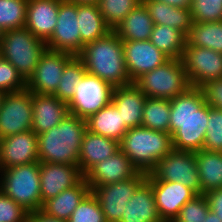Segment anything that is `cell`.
<instances>
[{
  "label": "cell",
  "mask_w": 222,
  "mask_h": 222,
  "mask_svg": "<svg viewBox=\"0 0 222 222\" xmlns=\"http://www.w3.org/2000/svg\"><path fill=\"white\" fill-rule=\"evenodd\" d=\"M84 175L79 166L40 162V191L42 205L63 190L77 185Z\"/></svg>",
  "instance_id": "ac0fdd59"
},
{
  "label": "cell",
  "mask_w": 222,
  "mask_h": 222,
  "mask_svg": "<svg viewBox=\"0 0 222 222\" xmlns=\"http://www.w3.org/2000/svg\"><path fill=\"white\" fill-rule=\"evenodd\" d=\"M146 180H163L182 183L201 194L200 178L195 152L175 151L160 159L147 173Z\"/></svg>",
  "instance_id": "ba28073f"
},
{
  "label": "cell",
  "mask_w": 222,
  "mask_h": 222,
  "mask_svg": "<svg viewBox=\"0 0 222 222\" xmlns=\"http://www.w3.org/2000/svg\"><path fill=\"white\" fill-rule=\"evenodd\" d=\"M191 87L222 77V53L186 43L181 57Z\"/></svg>",
  "instance_id": "7c38bea8"
},
{
  "label": "cell",
  "mask_w": 222,
  "mask_h": 222,
  "mask_svg": "<svg viewBox=\"0 0 222 222\" xmlns=\"http://www.w3.org/2000/svg\"><path fill=\"white\" fill-rule=\"evenodd\" d=\"M119 147L136 169L145 173H149L160 159L174 150L170 133L143 126L129 128Z\"/></svg>",
  "instance_id": "277c9868"
},
{
  "label": "cell",
  "mask_w": 222,
  "mask_h": 222,
  "mask_svg": "<svg viewBox=\"0 0 222 222\" xmlns=\"http://www.w3.org/2000/svg\"><path fill=\"white\" fill-rule=\"evenodd\" d=\"M26 222H67V221L48 216L41 210H37L30 212L28 214Z\"/></svg>",
  "instance_id": "f6af8a7d"
},
{
  "label": "cell",
  "mask_w": 222,
  "mask_h": 222,
  "mask_svg": "<svg viewBox=\"0 0 222 222\" xmlns=\"http://www.w3.org/2000/svg\"><path fill=\"white\" fill-rule=\"evenodd\" d=\"M190 10L195 23L222 21V0H192Z\"/></svg>",
  "instance_id": "74e56055"
},
{
  "label": "cell",
  "mask_w": 222,
  "mask_h": 222,
  "mask_svg": "<svg viewBox=\"0 0 222 222\" xmlns=\"http://www.w3.org/2000/svg\"><path fill=\"white\" fill-rule=\"evenodd\" d=\"M32 162H39L38 137L32 130L0 139V170Z\"/></svg>",
  "instance_id": "e0dca14e"
},
{
  "label": "cell",
  "mask_w": 222,
  "mask_h": 222,
  "mask_svg": "<svg viewBox=\"0 0 222 222\" xmlns=\"http://www.w3.org/2000/svg\"><path fill=\"white\" fill-rule=\"evenodd\" d=\"M86 72V67L82 60L78 56H73L66 63L59 86L53 95L68 104L74 96L75 87Z\"/></svg>",
  "instance_id": "836d02e7"
},
{
  "label": "cell",
  "mask_w": 222,
  "mask_h": 222,
  "mask_svg": "<svg viewBox=\"0 0 222 222\" xmlns=\"http://www.w3.org/2000/svg\"><path fill=\"white\" fill-rule=\"evenodd\" d=\"M76 4H97L99 0H66Z\"/></svg>",
  "instance_id": "c3c4849f"
},
{
  "label": "cell",
  "mask_w": 222,
  "mask_h": 222,
  "mask_svg": "<svg viewBox=\"0 0 222 222\" xmlns=\"http://www.w3.org/2000/svg\"><path fill=\"white\" fill-rule=\"evenodd\" d=\"M203 149L222 152V110L209 106Z\"/></svg>",
  "instance_id": "f35d334b"
},
{
  "label": "cell",
  "mask_w": 222,
  "mask_h": 222,
  "mask_svg": "<svg viewBox=\"0 0 222 222\" xmlns=\"http://www.w3.org/2000/svg\"><path fill=\"white\" fill-rule=\"evenodd\" d=\"M86 120L68 114L57 126L37 135L39 162L78 166Z\"/></svg>",
  "instance_id": "3957f363"
},
{
  "label": "cell",
  "mask_w": 222,
  "mask_h": 222,
  "mask_svg": "<svg viewBox=\"0 0 222 222\" xmlns=\"http://www.w3.org/2000/svg\"><path fill=\"white\" fill-rule=\"evenodd\" d=\"M87 130L94 134L108 137L120 142L127 132L117 107L111 102L87 120Z\"/></svg>",
  "instance_id": "4316f807"
},
{
  "label": "cell",
  "mask_w": 222,
  "mask_h": 222,
  "mask_svg": "<svg viewBox=\"0 0 222 222\" xmlns=\"http://www.w3.org/2000/svg\"><path fill=\"white\" fill-rule=\"evenodd\" d=\"M139 170L131 163L130 158L120 149L102 162L93 166L84 178L90 190L100 185H108L134 177Z\"/></svg>",
  "instance_id": "d6986e66"
},
{
  "label": "cell",
  "mask_w": 222,
  "mask_h": 222,
  "mask_svg": "<svg viewBox=\"0 0 222 222\" xmlns=\"http://www.w3.org/2000/svg\"><path fill=\"white\" fill-rule=\"evenodd\" d=\"M90 191L86 179L83 178L77 185L63 190L56 197L45 201L41 211L48 216L67 221L75 208Z\"/></svg>",
  "instance_id": "484cf974"
},
{
  "label": "cell",
  "mask_w": 222,
  "mask_h": 222,
  "mask_svg": "<svg viewBox=\"0 0 222 222\" xmlns=\"http://www.w3.org/2000/svg\"><path fill=\"white\" fill-rule=\"evenodd\" d=\"M204 195L207 199L209 210L218 215L222 221V188L210 190Z\"/></svg>",
  "instance_id": "ee69618b"
},
{
  "label": "cell",
  "mask_w": 222,
  "mask_h": 222,
  "mask_svg": "<svg viewBox=\"0 0 222 222\" xmlns=\"http://www.w3.org/2000/svg\"><path fill=\"white\" fill-rule=\"evenodd\" d=\"M114 87L88 72L78 82L72 100L67 104L69 114L87 120L112 102Z\"/></svg>",
  "instance_id": "9c48e42d"
},
{
  "label": "cell",
  "mask_w": 222,
  "mask_h": 222,
  "mask_svg": "<svg viewBox=\"0 0 222 222\" xmlns=\"http://www.w3.org/2000/svg\"><path fill=\"white\" fill-rule=\"evenodd\" d=\"M24 89L26 81L11 63L0 57V91L6 94Z\"/></svg>",
  "instance_id": "60d3db41"
},
{
  "label": "cell",
  "mask_w": 222,
  "mask_h": 222,
  "mask_svg": "<svg viewBox=\"0 0 222 222\" xmlns=\"http://www.w3.org/2000/svg\"><path fill=\"white\" fill-rule=\"evenodd\" d=\"M78 4L63 0L59 5L55 30L46 42L47 49L77 56L81 52V38L77 19Z\"/></svg>",
  "instance_id": "5bb4252c"
},
{
  "label": "cell",
  "mask_w": 222,
  "mask_h": 222,
  "mask_svg": "<svg viewBox=\"0 0 222 222\" xmlns=\"http://www.w3.org/2000/svg\"><path fill=\"white\" fill-rule=\"evenodd\" d=\"M209 211L204 194H198L186 202L173 222H204Z\"/></svg>",
  "instance_id": "ab89813d"
},
{
  "label": "cell",
  "mask_w": 222,
  "mask_h": 222,
  "mask_svg": "<svg viewBox=\"0 0 222 222\" xmlns=\"http://www.w3.org/2000/svg\"><path fill=\"white\" fill-rule=\"evenodd\" d=\"M170 100L159 98H146L143 109V127L169 133Z\"/></svg>",
  "instance_id": "d6a6232c"
},
{
  "label": "cell",
  "mask_w": 222,
  "mask_h": 222,
  "mask_svg": "<svg viewBox=\"0 0 222 222\" xmlns=\"http://www.w3.org/2000/svg\"><path fill=\"white\" fill-rule=\"evenodd\" d=\"M0 191L29 213L41 210L40 162L0 170Z\"/></svg>",
  "instance_id": "5b68a950"
},
{
  "label": "cell",
  "mask_w": 222,
  "mask_h": 222,
  "mask_svg": "<svg viewBox=\"0 0 222 222\" xmlns=\"http://www.w3.org/2000/svg\"><path fill=\"white\" fill-rule=\"evenodd\" d=\"M147 97L174 99L190 87L181 59H169L133 82Z\"/></svg>",
  "instance_id": "52a82bcc"
},
{
  "label": "cell",
  "mask_w": 222,
  "mask_h": 222,
  "mask_svg": "<svg viewBox=\"0 0 222 222\" xmlns=\"http://www.w3.org/2000/svg\"><path fill=\"white\" fill-rule=\"evenodd\" d=\"M204 222H222V221L219 219L218 215L209 210Z\"/></svg>",
  "instance_id": "7dc6e473"
},
{
  "label": "cell",
  "mask_w": 222,
  "mask_h": 222,
  "mask_svg": "<svg viewBox=\"0 0 222 222\" xmlns=\"http://www.w3.org/2000/svg\"><path fill=\"white\" fill-rule=\"evenodd\" d=\"M4 95H5V93L0 91V107H1V103L3 101Z\"/></svg>",
  "instance_id": "f907efd6"
},
{
  "label": "cell",
  "mask_w": 222,
  "mask_h": 222,
  "mask_svg": "<svg viewBox=\"0 0 222 222\" xmlns=\"http://www.w3.org/2000/svg\"><path fill=\"white\" fill-rule=\"evenodd\" d=\"M147 181L152 186L156 207L163 222H173L182 206L198 195L182 183L163 180Z\"/></svg>",
  "instance_id": "2e32d148"
},
{
  "label": "cell",
  "mask_w": 222,
  "mask_h": 222,
  "mask_svg": "<svg viewBox=\"0 0 222 222\" xmlns=\"http://www.w3.org/2000/svg\"><path fill=\"white\" fill-rule=\"evenodd\" d=\"M77 56L88 73L96 75L114 88L132 83L124 59L122 41L114 30L84 45Z\"/></svg>",
  "instance_id": "7a4b0ae2"
},
{
  "label": "cell",
  "mask_w": 222,
  "mask_h": 222,
  "mask_svg": "<svg viewBox=\"0 0 222 222\" xmlns=\"http://www.w3.org/2000/svg\"><path fill=\"white\" fill-rule=\"evenodd\" d=\"M32 92L6 93L0 107V139L32 130Z\"/></svg>",
  "instance_id": "30bf717a"
},
{
  "label": "cell",
  "mask_w": 222,
  "mask_h": 222,
  "mask_svg": "<svg viewBox=\"0 0 222 222\" xmlns=\"http://www.w3.org/2000/svg\"><path fill=\"white\" fill-rule=\"evenodd\" d=\"M73 56L68 52L46 49L33 75L26 82V88L32 93L53 95L59 86L66 63Z\"/></svg>",
  "instance_id": "4fadbf2b"
},
{
  "label": "cell",
  "mask_w": 222,
  "mask_h": 222,
  "mask_svg": "<svg viewBox=\"0 0 222 222\" xmlns=\"http://www.w3.org/2000/svg\"><path fill=\"white\" fill-rule=\"evenodd\" d=\"M67 222H106L99 201L91 191L75 208Z\"/></svg>",
  "instance_id": "8d00e7d4"
},
{
  "label": "cell",
  "mask_w": 222,
  "mask_h": 222,
  "mask_svg": "<svg viewBox=\"0 0 222 222\" xmlns=\"http://www.w3.org/2000/svg\"><path fill=\"white\" fill-rule=\"evenodd\" d=\"M201 194L222 188V152L202 149L195 152Z\"/></svg>",
  "instance_id": "f546056e"
},
{
  "label": "cell",
  "mask_w": 222,
  "mask_h": 222,
  "mask_svg": "<svg viewBox=\"0 0 222 222\" xmlns=\"http://www.w3.org/2000/svg\"><path fill=\"white\" fill-rule=\"evenodd\" d=\"M28 0H0V27L4 30L25 28Z\"/></svg>",
  "instance_id": "e575fe53"
},
{
  "label": "cell",
  "mask_w": 222,
  "mask_h": 222,
  "mask_svg": "<svg viewBox=\"0 0 222 222\" xmlns=\"http://www.w3.org/2000/svg\"><path fill=\"white\" fill-rule=\"evenodd\" d=\"M154 25H167L186 36L193 24L190 8H179L157 0H142Z\"/></svg>",
  "instance_id": "d4e9b609"
},
{
  "label": "cell",
  "mask_w": 222,
  "mask_h": 222,
  "mask_svg": "<svg viewBox=\"0 0 222 222\" xmlns=\"http://www.w3.org/2000/svg\"><path fill=\"white\" fill-rule=\"evenodd\" d=\"M4 30L0 27V45L3 39Z\"/></svg>",
  "instance_id": "681fc988"
},
{
  "label": "cell",
  "mask_w": 222,
  "mask_h": 222,
  "mask_svg": "<svg viewBox=\"0 0 222 222\" xmlns=\"http://www.w3.org/2000/svg\"><path fill=\"white\" fill-rule=\"evenodd\" d=\"M142 0H99L97 5L108 26L114 30Z\"/></svg>",
  "instance_id": "d590c367"
},
{
  "label": "cell",
  "mask_w": 222,
  "mask_h": 222,
  "mask_svg": "<svg viewBox=\"0 0 222 222\" xmlns=\"http://www.w3.org/2000/svg\"><path fill=\"white\" fill-rule=\"evenodd\" d=\"M120 149L119 142L87 130L82 140L78 166L85 175L93 166Z\"/></svg>",
  "instance_id": "cb8c5ba5"
},
{
  "label": "cell",
  "mask_w": 222,
  "mask_h": 222,
  "mask_svg": "<svg viewBox=\"0 0 222 222\" xmlns=\"http://www.w3.org/2000/svg\"><path fill=\"white\" fill-rule=\"evenodd\" d=\"M62 1L28 0L25 28L37 38L47 42L55 30L59 5Z\"/></svg>",
  "instance_id": "ffe728a7"
},
{
  "label": "cell",
  "mask_w": 222,
  "mask_h": 222,
  "mask_svg": "<svg viewBox=\"0 0 222 222\" xmlns=\"http://www.w3.org/2000/svg\"><path fill=\"white\" fill-rule=\"evenodd\" d=\"M169 133L175 151L203 149L208 123V105L199 88L190 87L170 100Z\"/></svg>",
  "instance_id": "6da1fadb"
},
{
  "label": "cell",
  "mask_w": 222,
  "mask_h": 222,
  "mask_svg": "<svg viewBox=\"0 0 222 222\" xmlns=\"http://www.w3.org/2000/svg\"><path fill=\"white\" fill-rule=\"evenodd\" d=\"M157 1L179 8H190L192 5V0H157Z\"/></svg>",
  "instance_id": "bcb514c9"
},
{
  "label": "cell",
  "mask_w": 222,
  "mask_h": 222,
  "mask_svg": "<svg viewBox=\"0 0 222 222\" xmlns=\"http://www.w3.org/2000/svg\"><path fill=\"white\" fill-rule=\"evenodd\" d=\"M205 103L210 108L222 110V77L217 80L207 81L199 87Z\"/></svg>",
  "instance_id": "7bdbcfd3"
},
{
  "label": "cell",
  "mask_w": 222,
  "mask_h": 222,
  "mask_svg": "<svg viewBox=\"0 0 222 222\" xmlns=\"http://www.w3.org/2000/svg\"><path fill=\"white\" fill-rule=\"evenodd\" d=\"M187 44L222 53V21L205 23L193 22L187 34Z\"/></svg>",
  "instance_id": "1f68e13d"
},
{
  "label": "cell",
  "mask_w": 222,
  "mask_h": 222,
  "mask_svg": "<svg viewBox=\"0 0 222 222\" xmlns=\"http://www.w3.org/2000/svg\"><path fill=\"white\" fill-rule=\"evenodd\" d=\"M29 212L0 191V222H26Z\"/></svg>",
  "instance_id": "b9f144b4"
},
{
  "label": "cell",
  "mask_w": 222,
  "mask_h": 222,
  "mask_svg": "<svg viewBox=\"0 0 222 222\" xmlns=\"http://www.w3.org/2000/svg\"><path fill=\"white\" fill-rule=\"evenodd\" d=\"M124 59L131 82L146 72L163 65L170 58L150 40L122 42Z\"/></svg>",
  "instance_id": "9a60e30c"
},
{
  "label": "cell",
  "mask_w": 222,
  "mask_h": 222,
  "mask_svg": "<svg viewBox=\"0 0 222 222\" xmlns=\"http://www.w3.org/2000/svg\"><path fill=\"white\" fill-rule=\"evenodd\" d=\"M146 179L147 173L139 171L132 178L108 185H100L91 191L99 201L106 222H119L121 220L127 203Z\"/></svg>",
  "instance_id": "8fae6325"
},
{
  "label": "cell",
  "mask_w": 222,
  "mask_h": 222,
  "mask_svg": "<svg viewBox=\"0 0 222 222\" xmlns=\"http://www.w3.org/2000/svg\"><path fill=\"white\" fill-rule=\"evenodd\" d=\"M119 222H163L156 207L152 186L147 180L137 188Z\"/></svg>",
  "instance_id": "603a6c76"
},
{
  "label": "cell",
  "mask_w": 222,
  "mask_h": 222,
  "mask_svg": "<svg viewBox=\"0 0 222 222\" xmlns=\"http://www.w3.org/2000/svg\"><path fill=\"white\" fill-rule=\"evenodd\" d=\"M32 131L39 135L59 125L69 114L68 105L50 94L32 93Z\"/></svg>",
  "instance_id": "44dd1931"
},
{
  "label": "cell",
  "mask_w": 222,
  "mask_h": 222,
  "mask_svg": "<svg viewBox=\"0 0 222 222\" xmlns=\"http://www.w3.org/2000/svg\"><path fill=\"white\" fill-rule=\"evenodd\" d=\"M146 98L147 96L133 82L114 88L112 103L119 110L127 129L142 125Z\"/></svg>",
  "instance_id": "7402d4cb"
},
{
  "label": "cell",
  "mask_w": 222,
  "mask_h": 222,
  "mask_svg": "<svg viewBox=\"0 0 222 222\" xmlns=\"http://www.w3.org/2000/svg\"><path fill=\"white\" fill-rule=\"evenodd\" d=\"M1 57L11 63L27 82L46 51V42L34 36L28 29L4 31Z\"/></svg>",
  "instance_id": "8992f818"
},
{
  "label": "cell",
  "mask_w": 222,
  "mask_h": 222,
  "mask_svg": "<svg viewBox=\"0 0 222 222\" xmlns=\"http://www.w3.org/2000/svg\"><path fill=\"white\" fill-rule=\"evenodd\" d=\"M154 23L143 3L134 8L114 29L122 42L149 40Z\"/></svg>",
  "instance_id": "83f0119b"
},
{
  "label": "cell",
  "mask_w": 222,
  "mask_h": 222,
  "mask_svg": "<svg viewBox=\"0 0 222 222\" xmlns=\"http://www.w3.org/2000/svg\"><path fill=\"white\" fill-rule=\"evenodd\" d=\"M150 42L170 59H181L187 43V36L167 25H154Z\"/></svg>",
  "instance_id": "4dcf8cb0"
},
{
  "label": "cell",
  "mask_w": 222,
  "mask_h": 222,
  "mask_svg": "<svg viewBox=\"0 0 222 222\" xmlns=\"http://www.w3.org/2000/svg\"><path fill=\"white\" fill-rule=\"evenodd\" d=\"M77 13L81 51L84 45L94 42L112 31L105 22L97 4H78Z\"/></svg>",
  "instance_id": "f1b7e54d"
}]
</instances>
